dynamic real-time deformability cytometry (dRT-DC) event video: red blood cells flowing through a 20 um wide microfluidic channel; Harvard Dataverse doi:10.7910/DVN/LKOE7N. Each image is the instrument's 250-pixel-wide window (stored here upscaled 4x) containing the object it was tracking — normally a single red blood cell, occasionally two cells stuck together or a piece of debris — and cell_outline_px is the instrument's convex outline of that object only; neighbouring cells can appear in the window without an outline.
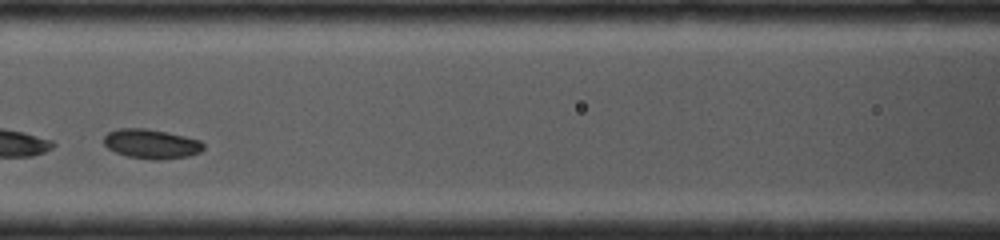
{"species": "common noctule bat (a hibernating species)", "species_latin": "Nyctalus noctula", "temperature_condition": "cold", "stored_images_in_passage": 11, "camera_frame_rate_fps": 4000, "um_per_image_px": 0.085, "animal": {"sex": "female", "body_mass_g": 19.0, "forearm_length_mm": 53.3}, "frame": {"image": 1, "passage_image": 8, "time_ms": 2.0, "image_size_px": [1000, 240], "cell_outline_px": [[204, 148], [200, 152], [188, 156], [160, 160], [156, 160], [128, 156], [116, 152], [108, 148], [104, 144], [104, 136], [108, 132], [120, 128], [144, 128], [184, 136], [200, 140], [204, 144]], "centroid_in_image_um": [12.86, 12.23], "position_along_channel_um": 153.7, "area_um2": 16.94}}